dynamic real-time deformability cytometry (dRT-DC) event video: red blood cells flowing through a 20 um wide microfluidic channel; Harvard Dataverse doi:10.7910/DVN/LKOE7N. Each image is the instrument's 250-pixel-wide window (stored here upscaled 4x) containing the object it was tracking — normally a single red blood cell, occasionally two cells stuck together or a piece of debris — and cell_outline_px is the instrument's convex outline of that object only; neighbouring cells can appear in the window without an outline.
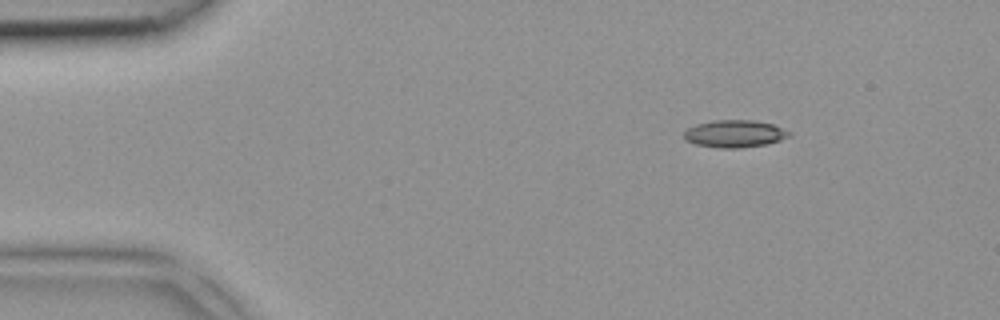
{"species": "common noctule bat (a hibernating species)", "species_latin": "Nyctalus noctula", "temperature_condition": "room temperature", "stored_images_in_passage": 3, "camera_frame_rate_fps": 3000, "um_per_image_px": 0.085, "animal": {"sex": "female", "body_mass_g": 18.4}, "frame": {"image": 1, "passage_image": 1, "time_ms": 0.0, "image_size_px": [1000, 320], "cell_outline_px": [[792, 132], [788, 136], [780, 140], [768, 144], [740, 148], [720, 148], [696, 144], [684, 140], [684, 132], [688, 128], [696, 124], [716, 120], [752, 120], [772, 124]], "centroid_in_image_um": [62.44, 11.37], "position_along_channel_um": 22.6, "area_um2": 16.7}}
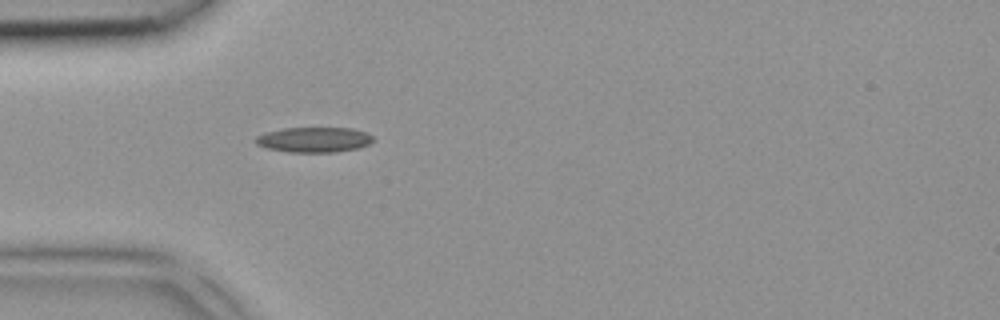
{"frame": {"image": 2, "passage_image": 3, "time_ms": 0.667, "image_size_px": [1000, 320], "cell_outline_px": [[376, 140], [368, 144], [356, 148], [336, 152], [288, 152], [268, 148], [256, 144], [256, 136], [268, 132], [284, 128], [352, 128], [364, 132], [372, 136]], "centroid_in_image_um": [26.71, 11.87], "position_along_channel_um": 58.3, "area_um2": 17.05}}